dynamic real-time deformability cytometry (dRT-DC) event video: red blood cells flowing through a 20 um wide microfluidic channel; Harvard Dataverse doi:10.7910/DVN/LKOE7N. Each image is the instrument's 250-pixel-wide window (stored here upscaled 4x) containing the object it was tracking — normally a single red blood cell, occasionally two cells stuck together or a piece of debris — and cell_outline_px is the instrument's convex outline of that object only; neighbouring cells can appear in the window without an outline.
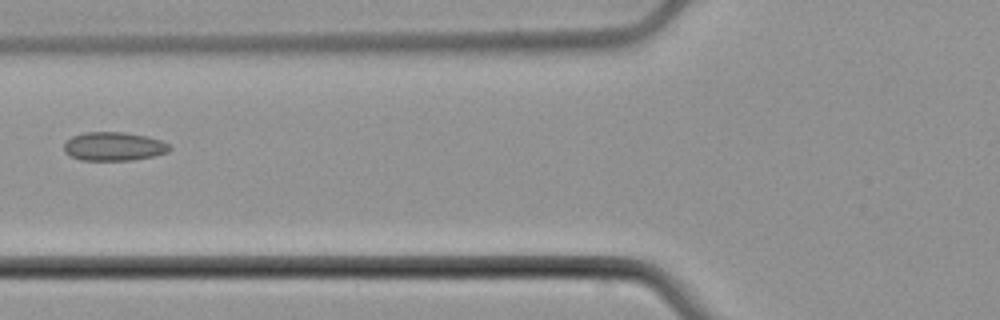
{"species": "common noctule bat (a hibernating species)", "species_latin": "Nyctalus noctula", "temperature_condition": "cold", "stored_images_in_passage": 7, "camera_frame_rate_fps": 3000, "um_per_image_px": 0.085, "animal": {"sex": "male", "body_mass_g": 21.5, "forearm_length_mm": 52.0}, "frame": {"image": 1, "passage_image": 6, "time_ms": 6.333, "image_size_px": [1000, 320], "cell_outline_px": [[172, 148], [168, 152], [152, 156], [132, 160], [80, 160], [64, 152], [64, 144], [72, 136], [84, 132], [124, 132], [148, 136], [160, 140], [168, 144]], "centroid_in_image_um": [9.67, 12.44], "position_along_channel_um": 116.1, "area_um2": 17.63}}
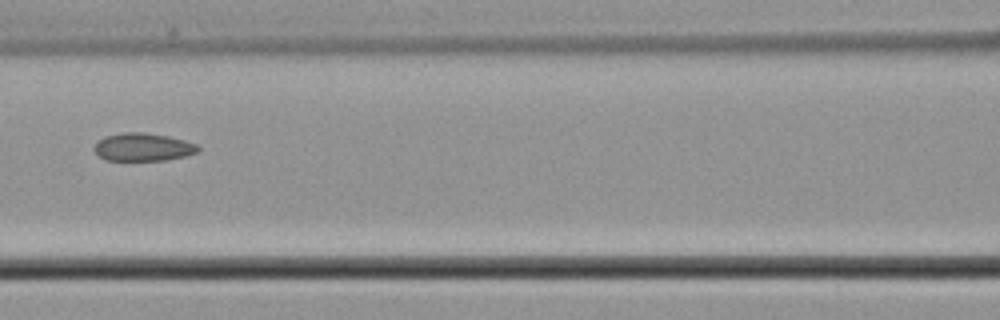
{"frame": {"image": 2, "passage_image": 7, "time_ms": 7.333, "image_size_px": [1000, 320], "cell_outline_px": [[200, 152], [188, 156], [168, 160], [104, 160], [92, 148], [96, 140], [104, 136], [124, 132], [140, 132], [168, 136], [200, 144]], "centroid_in_image_um": [12.19, 12.5], "position_along_channel_um": 154.4, "area_um2": 17.28}}